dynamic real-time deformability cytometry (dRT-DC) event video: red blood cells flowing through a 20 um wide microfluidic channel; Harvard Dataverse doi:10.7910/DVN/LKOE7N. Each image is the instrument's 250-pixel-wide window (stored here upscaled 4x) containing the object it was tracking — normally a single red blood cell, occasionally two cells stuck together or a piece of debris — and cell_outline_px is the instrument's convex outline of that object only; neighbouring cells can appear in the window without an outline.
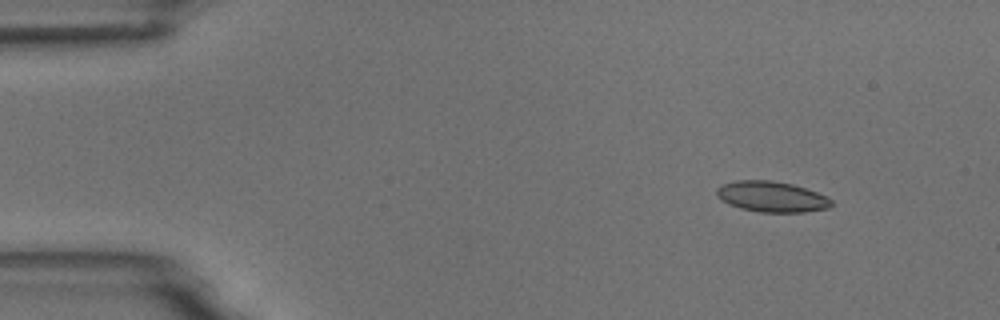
{"species": "common noctule bat (a hibernating species)", "species_latin": "Nyctalus noctula", "temperature_condition": "room temperature", "stored_images_in_passage": 4, "camera_frame_rate_fps": 3000, "um_per_image_px": 0.085, "animal": {"sex": "male", "body_mass_g": 18.8}, "frame": {"image": 1, "passage_image": 2, "time_ms": 1.333, "image_size_px": [1000, 320], "cell_outline_px": [[832, 204], [828, 208], [804, 212], [760, 212], [740, 208], [728, 204], [720, 200], [716, 196], [716, 188], [720, 184], [736, 180], [772, 180], [792, 184], [816, 192], [832, 200]], "centroid_in_image_um": [65.52, 16.71], "position_along_channel_um": 19.5, "area_um2": 20.58}}